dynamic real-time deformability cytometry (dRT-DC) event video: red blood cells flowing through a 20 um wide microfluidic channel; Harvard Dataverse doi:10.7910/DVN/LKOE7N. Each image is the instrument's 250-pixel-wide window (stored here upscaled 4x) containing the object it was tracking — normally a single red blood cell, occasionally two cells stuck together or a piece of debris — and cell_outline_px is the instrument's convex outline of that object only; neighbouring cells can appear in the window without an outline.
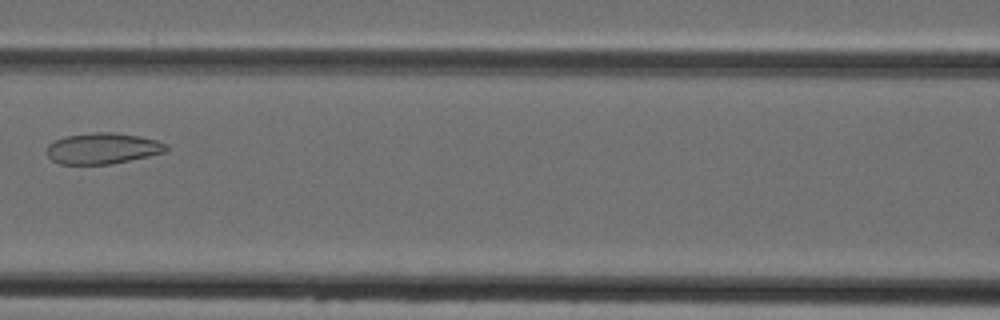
{"species": "Egyptian fruit bat (a non-hibernating species)", "species_latin": "Rousettus aegyptiacus", "temperature_condition": "cold", "stored_images_in_passage": 5, "camera_frame_rate_fps": 3000, "um_per_image_px": 0.085, "animal": {"sex": "female"}, "frame": {"image": 1, "passage_image": 5, "time_ms": 5.333, "image_size_px": [1000, 320], "cell_outline_px": [[168, 152], [112, 164], [60, 164], [52, 160], [48, 156], [48, 144], [64, 136], [92, 132], [112, 132], [140, 136], [156, 140], [168, 144]], "centroid_in_image_um": [8.77, 12.61], "position_along_channel_um": 157.8, "area_um2": 21.73}}